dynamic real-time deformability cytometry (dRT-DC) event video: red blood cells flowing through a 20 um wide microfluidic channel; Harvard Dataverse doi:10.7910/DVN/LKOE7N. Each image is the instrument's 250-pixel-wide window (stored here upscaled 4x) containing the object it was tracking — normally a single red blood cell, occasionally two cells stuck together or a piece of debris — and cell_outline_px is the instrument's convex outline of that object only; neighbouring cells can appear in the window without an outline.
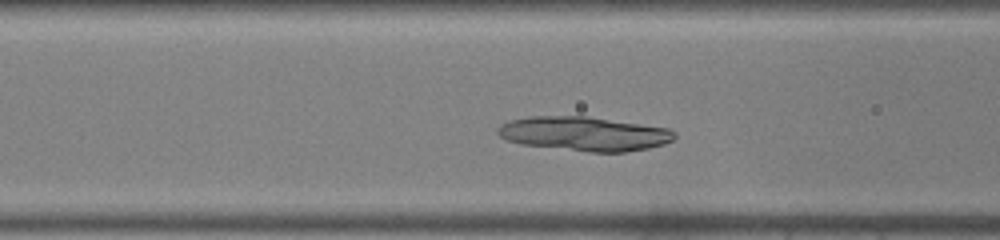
{"species": "common noctule bat (a hibernating species)", "species_latin": "Nyctalus noctula", "temperature_condition": "warm", "stored_images_in_passage": 35, "camera_frame_rate_fps": 3000, "um_per_image_px": 0.085, "animal": {"sex": "male", "body_mass_g": 19.0, "forearm_length_mm": 50.8}, "frame": {"image": 1, "passage_image": 8, "time_ms": 2.333, "image_size_px": [1000, 240], "cell_outline_px": [[668, 140], [660, 144], [640, 148], [616, 152], [600, 152], [532, 144], [516, 140], [516, 124], [520, 120], [600, 120], [660, 128], [668, 132]], "centroid_in_image_um": [50.09, 11.47], "position_along_channel_um": 116.5, "area_um2": 27.86}}
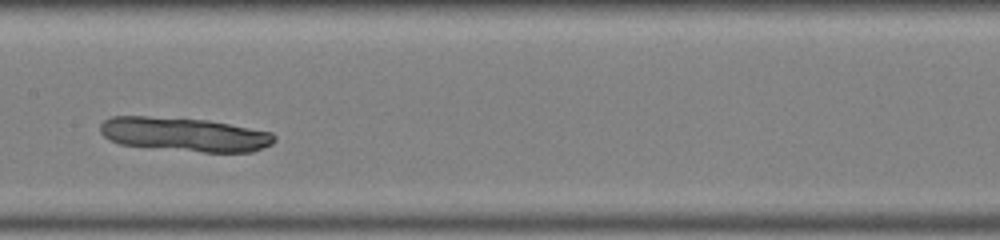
{"frame": {"image": 2, "passage_image": 13, "time_ms": 4.0, "image_size_px": [1000, 240], "cell_outline_px": [[272, 140], [268, 144], [244, 152], [212, 152], [128, 144], [116, 140], [108, 136], [104, 132], [104, 124], [108, 120], [124, 116], [132, 116], [196, 120], [224, 124], [268, 132], [272, 136]], "centroid_in_image_um": [15.73, 11.43], "position_along_channel_um": 191.7, "area_um2": 31.21}}
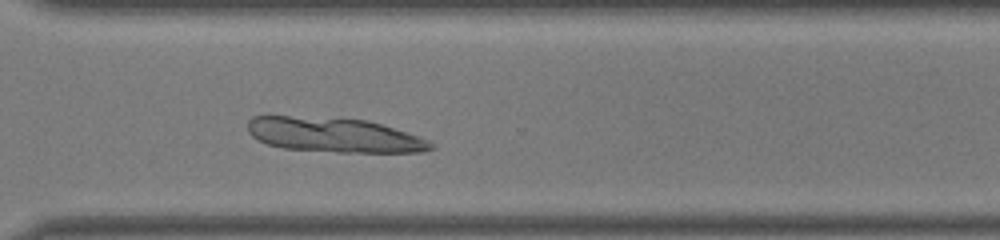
{"frame": {"image": 3, "passage_image": 23, "time_ms": 7.333, "image_size_px": [1000, 240], "cell_outline_px": [[428, 148], [404, 152], [368, 152], [292, 148], [272, 144], [256, 136], [252, 132], [260, 116], [284, 116], [360, 120], [376, 124], [412, 136]], "centroid_in_image_um": [28.32, 11.47], "position_along_channel_um": 342.3, "area_um2": 32.66}}